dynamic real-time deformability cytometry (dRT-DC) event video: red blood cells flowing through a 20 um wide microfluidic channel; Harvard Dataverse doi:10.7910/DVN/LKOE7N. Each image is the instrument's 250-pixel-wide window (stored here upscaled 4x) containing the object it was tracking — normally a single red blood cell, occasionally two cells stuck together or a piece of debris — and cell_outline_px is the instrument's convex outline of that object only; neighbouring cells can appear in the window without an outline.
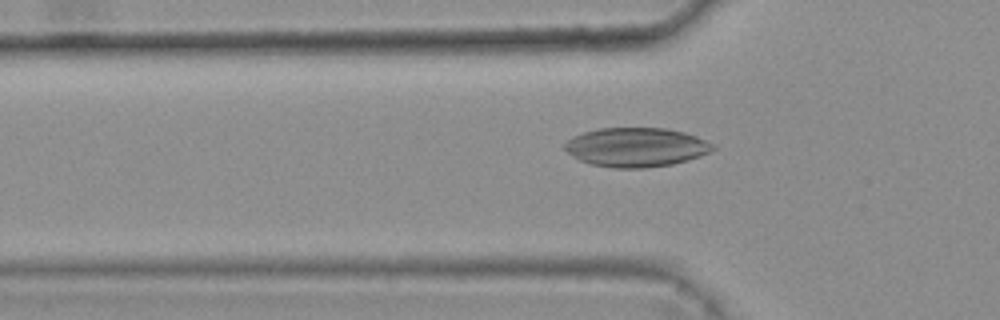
{"species": "common noctule bat (a hibernating species)", "species_latin": "Nyctalus noctula", "temperature_condition": "warm", "stored_images_in_passage": 20, "camera_frame_rate_fps": 3000, "um_per_image_px": 0.085, "animal": {"sex": "female", "body_mass_g": 25.1}, "frame": {"image": 1, "passage_image": 9, "time_ms": 2.667, "image_size_px": [1000, 320], "cell_outline_px": [[716, 148], [700, 156], [688, 160], [672, 164], [644, 168], [616, 168], [592, 164], [580, 160], [572, 156], [564, 148], [564, 144], [572, 136], [584, 132], [600, 128], [664, 128], [684, 132], [696, 136], [716, 144]], "centroid_in_image_um": [54.09, 12.51], "position_along_channel_um": 71.7, "area_um2": 33.76}}
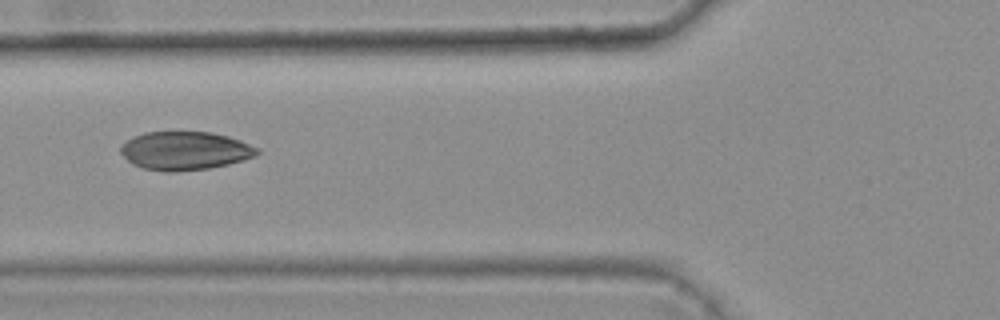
{"frame": {"image": 2, "passage_image": 12, "time_ms": 3.667, "image_size_px": [1000, 320], "cell_outline_px": [[260, 152], [244, 160], [228, 164], [208, 168], [172, 172], [168, 172], [144, 168], [132, 164], [120, 152], [120, 144], [124, 140], [132, 136], [144, 132], [212, 132], [228, 136], [240, 140], [260, 148]], "centroid_in_image_um": [15.69, 12.8], "position_along_channel_um": 110.1, "area_um2": 30.69}}
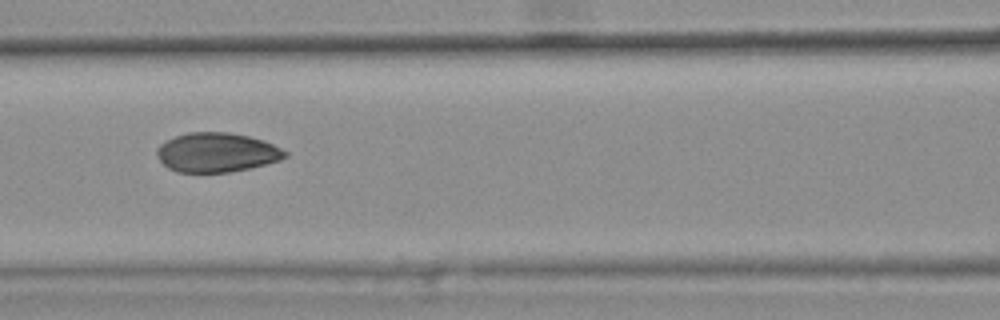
{"frame": {"image": 3, "passage_image": 15, "time_ms": 4.667, "image_size_px": [1000, 320], "cell_outline_px": [[288, 156], [280, 160], [252, 168], [228, 172], [176, 172], [168, 168], [156, 156], [156, 148], [160, 144], [176, 136], [188, 132], [228, 132], [248, 136], [264, 140], [288, 152]], "centroid_in_image_um": [18.42, 12.96], "position_along_channel_um": 148.2, "area_um2": 29.48}}